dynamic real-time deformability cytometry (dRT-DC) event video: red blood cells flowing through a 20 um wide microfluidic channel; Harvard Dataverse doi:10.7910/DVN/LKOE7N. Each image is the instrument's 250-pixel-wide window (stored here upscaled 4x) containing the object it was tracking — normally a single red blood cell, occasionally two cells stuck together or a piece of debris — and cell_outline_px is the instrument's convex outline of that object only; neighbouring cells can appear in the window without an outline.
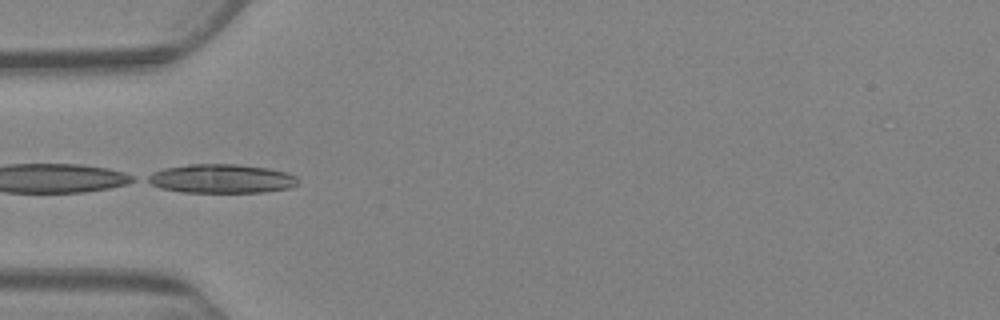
{"species": "Egyptian fruit bat (a non-hibernating species)", "species_latin": "Rousettus aegyptiacus", "temperature_condition": "warm", "stored_images_in_passage": 7, "camera_frame_rate_fps": 3000, "um_per_image_px": 0.085, "animal": {"sex": "female"}, "frame": {"image": 1, "passage_image": 6, "time_ms": 6.0, "image_size_px": [1000, 320], "cell_outline_px": [[300, 184], [288, 188], [264, 192], [184, 192], [160, 188], [144, 180], [144, 176], [152, 172], [164, 168], [188, 164], [236, 164], [268, 168], [284, 172], [296, 176], [300, 180]], "centroid_in_image_um": [18.79, 15.18], "position_along_channel_um": 66.2, "area_um2": 25.55}}
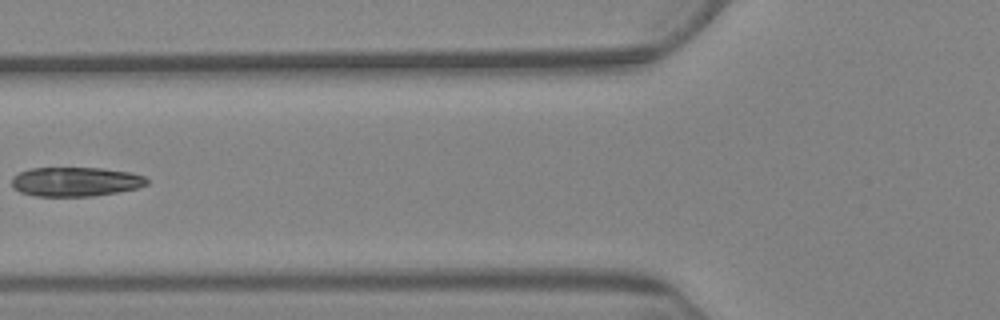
{"frame": {"image": 2, "passage_image": 7, "time_ms": 7.667, "image_size_px": [1000, 320], "cell_outline_px": [[148, 184], [136, 188], [116, 192], [92, 196], [36, 196], [20, 192], [12, 188], [12, 176], [20, 172], [32, 168], [100, 168], [132, 172], [144, 176], [148, 180]], "centroid_in_image_um": [6.41, 15.44], "position_along_channel_um": 119.4, "area_um2": 23.06}}